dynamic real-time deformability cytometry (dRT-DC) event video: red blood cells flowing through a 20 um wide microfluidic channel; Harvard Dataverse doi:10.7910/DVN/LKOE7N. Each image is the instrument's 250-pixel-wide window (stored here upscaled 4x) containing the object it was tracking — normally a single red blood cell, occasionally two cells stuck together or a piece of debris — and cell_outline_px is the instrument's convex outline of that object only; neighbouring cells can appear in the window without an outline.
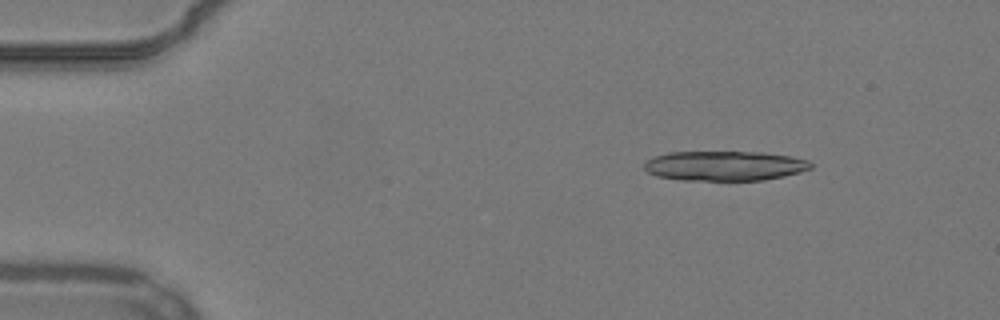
{"species": "common noctule bat (a hibernating species)", "species_latin": "Nyctalus noctula", "temperature_condition": "warm", "stored_images_in_passage": 16, "camera_frame_rate_fps": 3000, "um_per_image_px": 0.085, "animal": {"sex": "male", "body_mass_g": 19.2, "forearm_length_mm": 51.8}, "frame": {"image": 1, "passage_image": 7, "time_ms": 2.0, "image_size_px": [1000, 320], "cell_outline_px": [[812, 168], [800, 172], [784, 176], [764, 180], [680, 180], [656, 176], [648, 172], [644, 168], [644, 164], [652, 156], [668, 152], [764, 152], [792, 156], [808, 160], [812, 164]], "centroid_in_image_um": [61.59, 14.09], "position_along_channel_um": 23.4, "area_um2": 29.07}}